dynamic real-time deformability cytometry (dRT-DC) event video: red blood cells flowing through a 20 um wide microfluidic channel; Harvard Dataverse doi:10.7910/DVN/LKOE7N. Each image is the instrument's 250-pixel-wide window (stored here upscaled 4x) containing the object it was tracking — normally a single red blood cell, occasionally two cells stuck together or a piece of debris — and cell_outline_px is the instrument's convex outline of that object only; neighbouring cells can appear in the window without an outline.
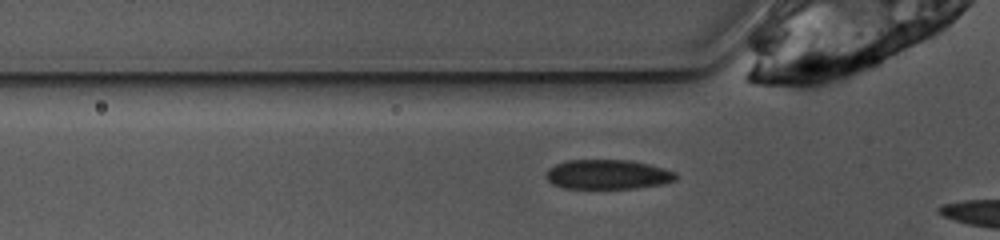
{"species": "common noctule bat (a hibernating species)", "species_latin": "Nyctalus noctula", "temperature_condition": "warm", "stored_images_in_passage": 4, "camera_frame_rate_fps": 3000, "um_per_image_px": 0.085, "animal": {"sex": "female", "body_mass_g": 10.0, "forearm_length_mm": 53.1}, "frame": {"image": 1, "passage_image": 2, "time_ms": 0.333, "image_size_px": [1000, 240], "cell_outline_px": [[672, 176], [668, 180], [644, 184], [608, 188], [588, 188], [560, 184], [552, 180], [548, 176], [556, 168], [564, 164], [596, 160], [604, 160], [636, 164], [668, 172]], "centroid_in_image_um": [51.54, 14.84], "position_along_channel_um": 74.3, "area_um2": 17.98}}